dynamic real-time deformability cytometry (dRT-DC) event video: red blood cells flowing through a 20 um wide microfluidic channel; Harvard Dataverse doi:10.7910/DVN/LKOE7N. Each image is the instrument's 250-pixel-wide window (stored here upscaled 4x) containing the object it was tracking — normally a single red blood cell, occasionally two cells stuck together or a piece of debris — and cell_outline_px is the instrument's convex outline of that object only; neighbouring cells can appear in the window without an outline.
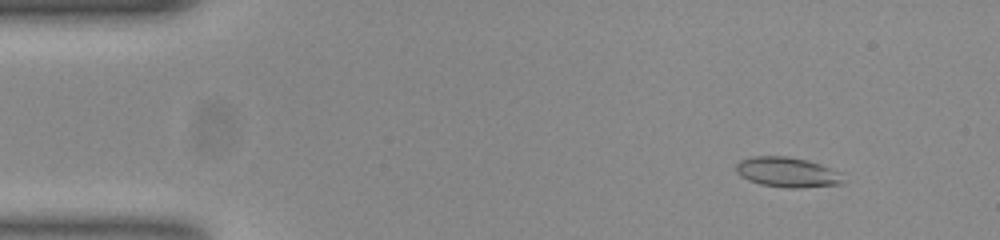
{"species": "common noctule bat (a hibernating species)", "species_latin": "Nyctalus noctula", "temperature_condition": "room temperature", "stored_images_in_passage": 52, "camera_frame_rate_fps": 3000, "um_per_image_px": 0.085, "animal": {"sex": "female", "body_mass_g": 23.0, "forearm_length_mm": 53.4}, "frame": {"image": 1, "passage_image": 5, "time_ms": 1.333, "image_size_px": [1000, 240], "cell_outline_px": [[840, 184], [800, 188], [788, 188], [760, 184], [748, 180], [740, 176], [736, 172], [736, 164], [740, 160], [752, 156], [788, 156], [808, 160], [820, 164], [836, 172], [840, 180]], "centroid_in_image_um": [66.8, 14.63], "position_along_channel_um": 18.2, "area_um2": 18.44}}
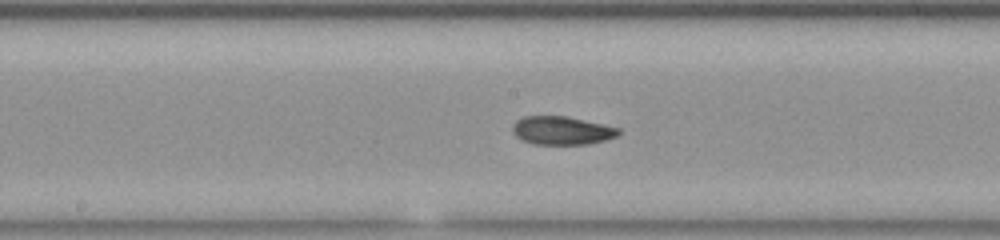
{"frame": {"image": 2, "passage_image": 26, "time_ms": 8.333, "image_size_px": [1000, 240], "cell_outline_px": [[620, 132], [616, 136], [604, 140], [588, 144], [532, 144], [520, 140], [512, 132], [512, 124], [516, 120], [524, 116], [568, 116], [620, 128]], "centroid_in_image_um": [47.71, 11.09], "position_along_channel_um": 200.5, "area_um2": 17.63}}
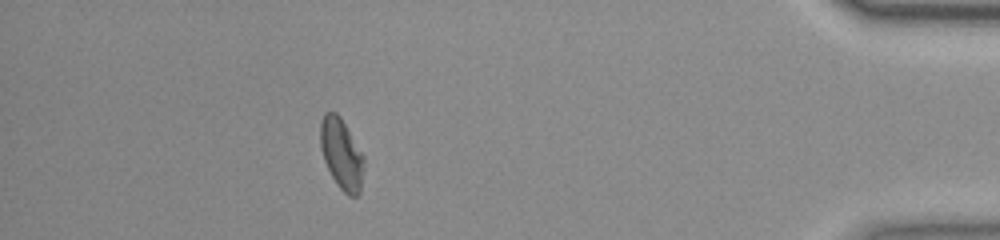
{"frame": {"image": 3, "passage_image": 46, "time_ms": 15.0, "image_size_px": [1000, 240], "cell_outline_px": [[364, 164], [360, 192], [356, 196], [348, 196], [336, 184], [324, 160], [320, 148], [320, 124], [324, 112], [336, 112], [340, 116], [364, 156]], "centroid_in_image_um": [29.02, 13.08], "position_along_channel_um": 406.2, "area_um2": 17.92}, "authors_computed_cell_mechanics": {"area_um2": 17.8602, "velocity_mm_per_s": 3.9078, "shape_relaxation_time_tau1_ms": null, "shape_relaxation_time_tau2_ms": 1.9076, "deformation_change_tau1": null, "deformation_change_tau2": 0.0635}}